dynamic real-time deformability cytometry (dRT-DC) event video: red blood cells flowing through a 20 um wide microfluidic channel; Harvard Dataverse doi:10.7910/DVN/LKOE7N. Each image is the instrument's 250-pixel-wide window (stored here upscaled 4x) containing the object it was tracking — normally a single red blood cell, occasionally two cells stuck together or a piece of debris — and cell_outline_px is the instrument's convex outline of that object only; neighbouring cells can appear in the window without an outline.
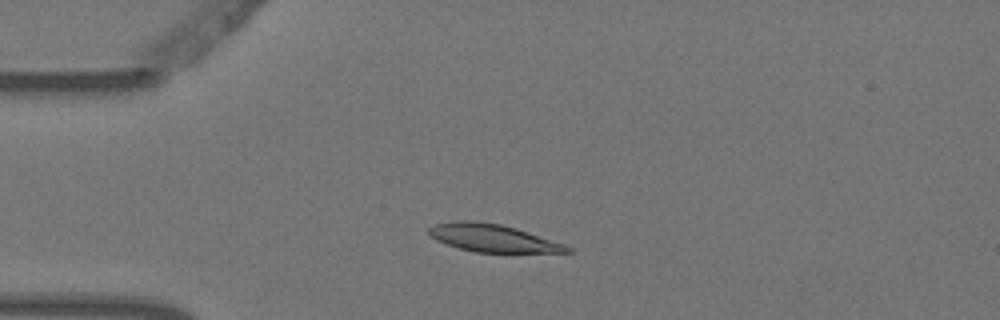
{"species": "Egyptian fruit bat (a non-hibernating species)", "species_latin": "Rousettus aegyptiacus", "temperature_condition": "warm", "stored_images_in_passage": 3, "camera_frame_rate_fps": 3000, "um_per_image_px": 0.085, "animal": {"sex": "female"}, "frame": {"image": 1, "passage_image": 2, "time_ms": 0.333, "image_size_px": [1000, 320], "cell_outline_px": [[572, 252], [476, 252], [460, 248], [436, 240], [428, 232], [428, 228], [436, 224], [456, 220], [476, 220], [500, 224], [516, 228], [564, 244], [572, 248]], "centroid_in_image_um": [41.87, 20.22], "position_along_channel_um": 43.1, "area_um2": 22.02}}